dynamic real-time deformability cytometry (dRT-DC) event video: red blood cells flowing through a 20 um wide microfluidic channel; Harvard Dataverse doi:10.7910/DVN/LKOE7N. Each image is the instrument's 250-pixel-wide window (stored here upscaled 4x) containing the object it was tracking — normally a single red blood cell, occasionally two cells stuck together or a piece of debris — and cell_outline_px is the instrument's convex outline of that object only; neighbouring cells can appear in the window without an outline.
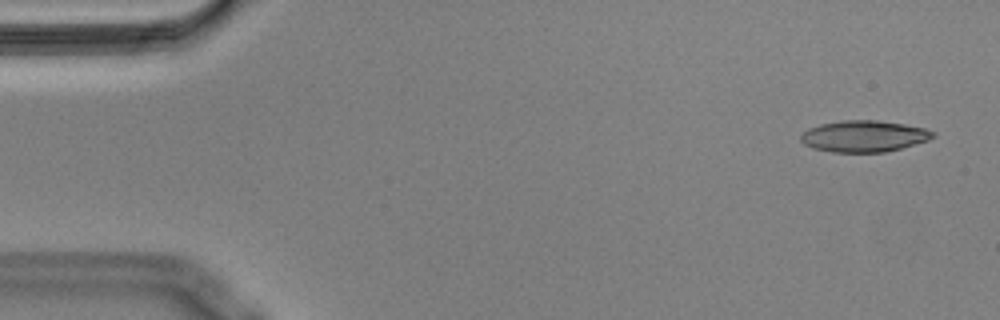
{"species": "Egyptian fruit bat (a non-hibernating species)", "species_latin": "Rousettus aegyptiacus", "temperature_condition": "cold", "stored_images_in_passage": 55, "camera_frame_rate_fps": 3000, "um_per_image_px": 0.085, "animal": {"sex": "male"}, "frame": {"image": 1, "passage_image": 3, "time_ms": 0.667, "image_size_px": [1000, 320], "cell_outline_px": [[936, 136], [928, 140], [900, 148], [884, 152], [832, 152], [812, 148], [804, 144], [800, 140], [800, 136], [808, 128], [820, 124], [844, 120], [876, 120], [904, 124], [924, 128], [936, 132]], "centroid_in_image_um": [73.43, 11.57], "position_along_channel_um": 11.6, "area_um2": 24.16}}
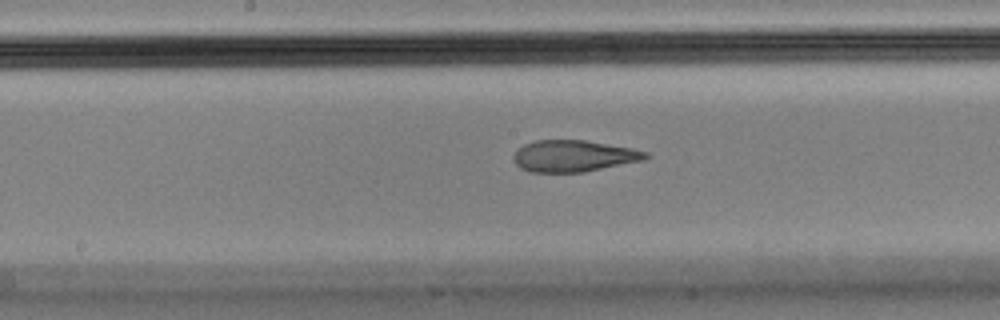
{"frame": {"image": 2, "passage_image": 28, "time_ms": 9.0, "image_size_px": [1000, 320], "cell_outline_px": [[648, 156], [644, 160], [584, 172], [528, 172], [520, 168], [512, 160], [512, 156], [524, 144], [536, 140], [584, 140], [632, 148], [648, 152]], "centroid_in_image_um": [48.74, 13.26], "position_along_channel_um": 199.5, "area_um2": 24.28}}
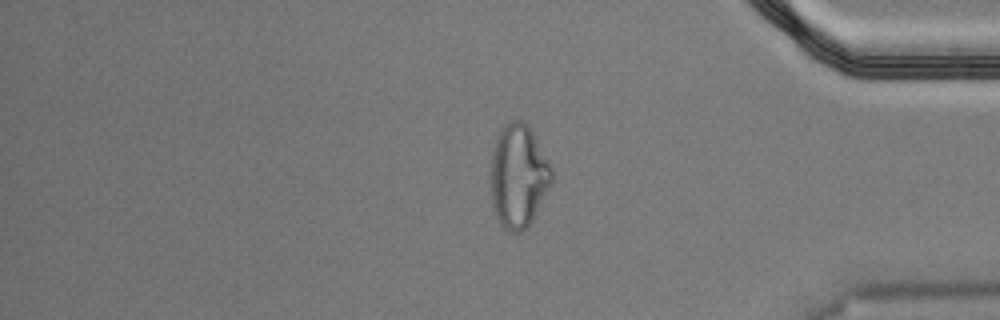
{"frame": {"image": 3, "passage_image": 46, "time_ms": 15.0, "image_size_px": [1000, 320], "cell_outline_px": [[552, 184], [532, 220], [520, 232], [512, 232], [504, 228], [496, 216], [492, 204], [488, 172], [492, 148], [496, 136], [500, 128], [504, 124], [512, 120], [520, 120], [532, 132], [552, 168]], "centroid_in_image_um": [44.01, 14.95], "position_along_channel_um": 391.2, "area_um2": 37.05}, "authors_computed_cell_mechanics": {"area_um2": 25.0274, "velocity_mm_per_s": 3.5905, "shape_relaxation_time_tau1_ms": null, "shape_relaxation_time_tau2_ms": 2.3836, "deformation_change_tau1": null, "deformation_change_tau2": 0.1122}}